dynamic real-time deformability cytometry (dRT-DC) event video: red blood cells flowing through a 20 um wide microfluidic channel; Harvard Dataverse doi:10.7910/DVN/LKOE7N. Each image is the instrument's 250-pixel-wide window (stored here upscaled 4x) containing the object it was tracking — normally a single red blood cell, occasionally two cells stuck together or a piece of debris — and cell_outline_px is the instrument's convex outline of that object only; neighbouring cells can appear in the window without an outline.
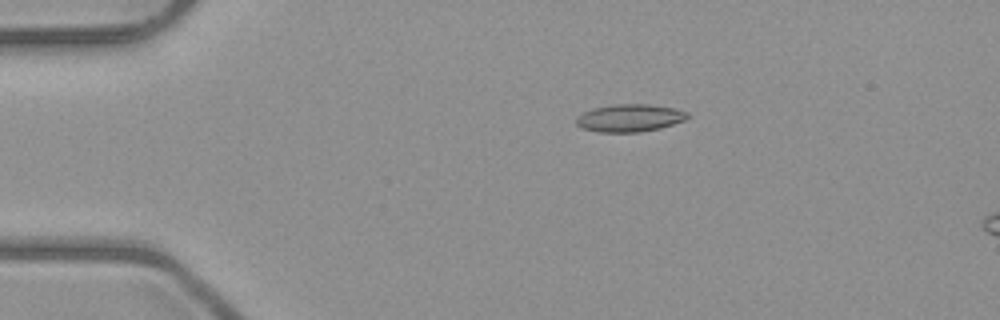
{"species": "common noctule bat (a hibernating species)", "species_latin": "Nyctalus noctula", "temperature_condition": "room temperature", "stored_images_in_passage": 4, "camera_frame_rate_fps": 3000, "um_per_image_px": 0.085, "animal": {"sex": "male", "body_mass_g": 23.1, "forearm_length_mm": 52.7}, "frame": {"image": 1, "passage_image": 3, "time_ms": 2.667, "image_size_px": [1000, 320], "cell_outline_px": [[688, 116], [684, 120], [660, 128], [640, 132], [596, 132], [584, 128], [576, 124], [576, 116], [592, 108], [616, 104], [648, 104], [676, 108], [688, 112]], "centroid_in_image_um": [53.51, 10.02], "position_along_channel_um": 31.5, "area_um2": 17.86}}